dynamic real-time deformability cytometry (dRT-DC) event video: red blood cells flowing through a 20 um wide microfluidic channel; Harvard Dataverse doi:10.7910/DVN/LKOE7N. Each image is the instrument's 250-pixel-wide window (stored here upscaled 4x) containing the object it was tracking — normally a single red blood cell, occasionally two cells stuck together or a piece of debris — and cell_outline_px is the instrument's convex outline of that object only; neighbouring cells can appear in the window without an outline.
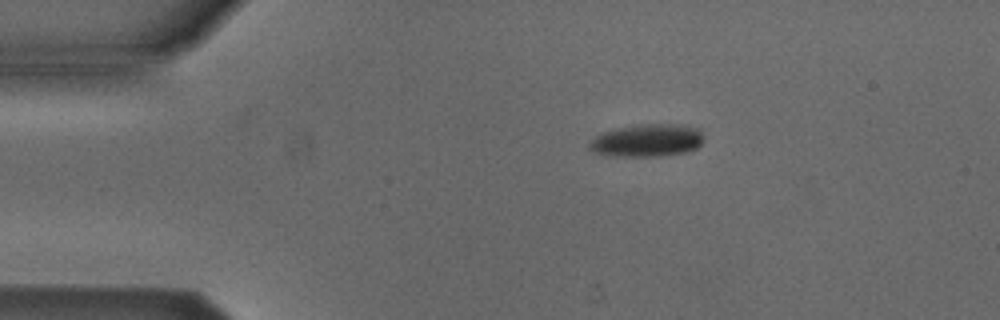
{"species": "Egyptian fruit bat (a non-hibernating species)", "species_latin": "Rousettus aegyptiacus", "temperature_condition": "cold", "stored_images_in_passage": 5, "camera_frame_rate_fps": 3000, "um_per_image_px": 0.085, "animal": {"sex": "male"}, "frame": {"image": 1, "passage_image": 3, "time_ms": 2.333, "image_size_px": [1000, 320], "cell_outline_px": [[704, 140], [696, 148], [688, 152], [660, 156], [604, 156], [592, 152], [588, 148], [588, 144], [596, 136], [604, 132], [620, 128], [648, 124], [684, 124], [700, 128], [704, 136]], "centroid_in_image_um": [55.05, 11.95], "position_along_channel_um": 30.0, "area_um2": 21.96}}
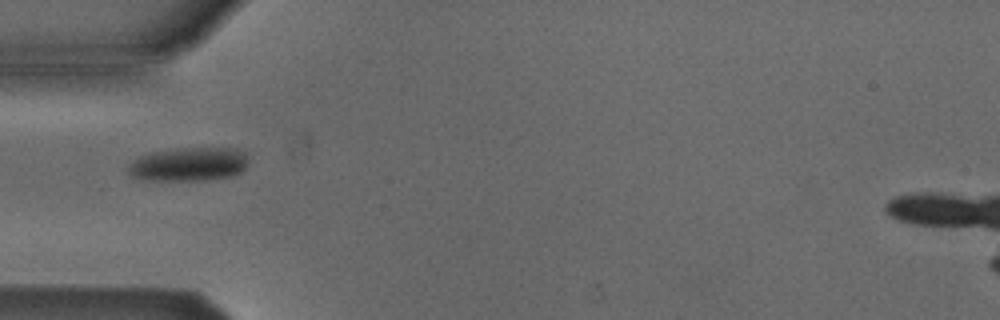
{"frame": {"image": 2, "passage_image": 5, "time_ms": 4.667, "image_size_px": [1000, 320], "cell_outline_px": [[248, 164], [240, 172], [232, 176], [204, 180], [144, 180], [132, 176], [128, 172], [128, 164], [140, 156], [148, 152], [176, 148], [236, 148], [244, 152], [248, 160]], "centroid_in_image_um": [16.03, 13.95], "position_along_channel_um": 69.0, "area_um2": 23.81}}